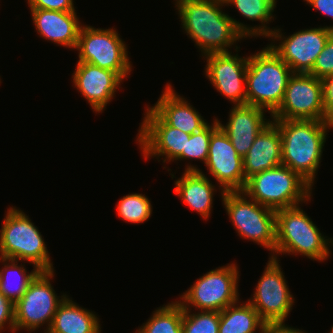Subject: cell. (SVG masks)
<instances>
[{"label": "cell", "instance_id": "1", "mask_svg": "<svg viewBox=\"0 0 333 333\" xmlns=\"http://www.w3.org/2000/svg\"><path fill=\"white\" fill-rule=\"evenodd\" d=\"M185 33L201 50L202 57L212 53L231 52L228 48L242 38L253 37V27L227 13L224 0H175Z\"/></svg>", "mask_w": 333, "mask_h": 333}, {"label": "cell", "instance_id": "2", "mask_svg": "<svg viewBox=\"0 0 333 333\" xmlns=\"http://www.w3.org/2000/svg\"><path fill=\"white\" fill-rule=\"evenodd\" d=\"M282 142V165L298 173L312 187L332 125L318 120L272 119Z\"/></svg>", "mask_w": 333, "mask_h": 333}, {"label": "cell", "instance_id": "3", "mask_svg": "<svg viewBox=\"0 0 333 333\" xmlns=\"http://www.w3.org/2000/svg\"><path fill=\"white\" fill-rule=\"evenodd\" d=\"M292 75L290 67L269 45L248 56L246 104L262 108L271 116L281 105Z\"/></svg>", "mask_w": 333, "mask_h": 333}, {"label": "cell", "instance_id": "4", "mask_svg": "<svg viewBox=\"0 0 333 333\" xmlns=\"http://www.w3.org/2000/svg\"><path fill=\"white\" fill-rule=\"evenodd\" d=\"M330 245L333 246V239L324 237L299 205L276 210V248L273 258L277 259V254H300L323 262L331 254Z\"/></svg>", "mask_w": 333, "mask_h": 333}, {"label": "cell", "instance_id": "5", "mask_svg": "<svg viewBox=\"0 0 333 333\" xmlns=\"http://www.w3.org/2000/svg\"><path fill=\"white\" fill-rule=\"evenodd\" d=\"M242 191L248 198L276 211L308 202L312 186L298 173L280 165L248 178Z\"/></svg>", "mask_w": 333, "mask_h": 333}, {"label": "cell", "instance_id": "6", "mask_svg": "<svg viewBox=\"0 0 333 333\" xmlns=\"http://www.w3.org/2000/svg\"><path fill=\"white\" fill-rule=\"evenodd\" d=\"M0 230L1 258L28 261L40 271L54 270L44 238L22 210L9 207Z\"/></svg>", "mask_w": 333, "mask_h": 333}, {"label": "cell", "instance_id": "7", "mask_svg": "<svg viewBox=\"0 0 333 333\" xmlns=\"http://www.w3.org/2000/svg\"><path fill=\"white\" fill-rule=\"evenodd\" d=\"M243 191H225L222 203L241 238L271 251L275 257L276 211L248 198Z\"/></svg>", "mask_w": 333, "mask_h": 333}, {"label": "cell", "instance_id": "8", "mask_svg": "<svg viewBox=\"0 0 333 333\" xmlns=\"http://www.w3.org/2000/svg\"><path fill=\"white\" fill-rule=\"evenodd\" d=\"M239 276L235 263L210 270L198 278L178 302L183 309L195 307L198 311L221 312L239 301Z\"/></svg>", "mask_w": 333, "mask_h": 333}, {"label": "cell", "instance_id": "9", "mask_svg": "<svg viewBox=\"0 0 333 333\" xmlns=\"http://www.w3.org/2000/svg\"><path fill=\"white\" fill-rule=\"evenodd\" d=\"M119 35L115 28L102 29L83 25L76 46L79 51L78 62L114 71L124 80L132 71V62L129 60L125 41Z\"/></svg>", "mask_w": 333, "mask_h": 333}, {"label": "cell", "instance_id": "10", "mask_svg": "<svg viewBox=\"0 0 333 333\" xmlns=\"http://www.w3.org/2000/svg\"><path fill=\"white\" fill-rule=\"evenodd\" d=\"M53 276L54 270L40 271L14 304L15 332L22 329L33 332L44 324L48 325L44 333L48 331L58 306L67 296H57L50 282Z\"/></svg>", "mask_w": 333, "mask_h": 333}, {"label": "cell", "instance_id": "11", "mask_svg": "<svg viewBox=\"0 0 333 333\" xmlns=\"http://www.w3.org/2000/svg\"><path fill=\"white\" fill-rule=\"evenodd\" d=\"M279 261L273 257L269 258L253 297L248 299L267 325L285 324L295 303Z\"/></svg>", "mask_w": 333, "mask_h": 333}, {"label": "cell", "instance_id": "12", "mask_svg": "<svg viewBox=\"0 0 333 333\" xmlns=\"http://www.w3.org/2000/svg\"><path fill=\"white\" fill-rule=\"evenodd\" d=\"M271 118L325 121L322 80L306 73H293L282 103Z\"/></svg>", "mask_w": 333, "mask_h": 333}, {"label": "cell", "instance_id": "13", "mask_svg": "<svg viewBox=\"0 0 333 333\" xmlns=\"http://www.w3.org/2000/svg\"><path fill=\"white\" fill-rule=\"evenodd\" d=\"M333 30L329 26L300 30L284 36L281 30L274 28L269 46L290 67L293 73L308 74L315 64ZM274 39V40H273ZM275 40L281 41L275 45ZM274 44V45H273Z\"/></svg>", "mask_w": 333, "mask_h": 333}, {"label": "cell", "instance_id": "14", "mask_svg": "<svg viewBox=\"0 0 333 333\" xmlns=\"http://www.w3.org/2000/svg\"><path fill=\"white\" fill-rule=\"evenodd\" d=\"M137 142L142 156L147 160L150 157H164L163 163L175 161L182 152H186V134L180 129L169 126L151 107L146 108L143 122L138 130Z\"/></svg>", "mask_w": 333, "mask_h": 333}, {"label": "cell", "instance_id": "15", "mask_svg": "<svg viewBox=\"0 0 333 333\" xmlns=\"http://www.w3.org/2000/svg\"><path fill=\"white\" fill-rule=\"evenodd\" d=\"M204 59L205 77L213 87L233 104L245 105L248 57L225 52L208 54Z\"/></svg>", "mask_w": 333, "mask_h": 333}, {"label": "cell", "instance_id": "16", "mask_svg": "<svg viewBox=\"0 0 333 333\" xmlns=\"http://www.w3.org/2000/svg\"><path fill=\"white\" fill-rule=\"evenodd\" d=\"M208 172L225 191H242L246 184L243 171V158L233 147L227 134L219 126L211 135L207 162Z\"/></svg>", "mask_w": 333, "mask_h": 333}, {"label": "cell", "instance_id": "17", "mask_svg": "<svg viewBox=\"0 0 333 333\" xmlns=\"http://www.w3.org/2000/svg\"><path fill=\"white\" fill-rule=\"evenodd\" d=\"M72 76L73 86L88 100L95 113L104 111L123 81L116 72L86 62H77Z\"/></svg>", "mask_w": 333, "mask_h": 333}, {"label": "cell", "instance_id": "18", "mask_svg": "<svg viewBox=\"0 0 333 333\" xmlns=\"http://www.w3.org/2000/svg\"><path fill=\"white\" fill-rule=\"evenodd\" d=\"M266 110L253 105H234L226 125L219 126L229 137L237 154L242 158L248 153L256 136L271 122L265 119Z\"/></svg>", "mask_w": 333, "mask_h": 333}, {"label": "cell", "instance_id": "19", "mask_svg": "<svg viewBox=\"0 0 333 333\" xmlns=\"http://www.w3.org/2000/svg\"><path fill=\"white\" fill-rule=\"evenodd\" d=\"M33 23L40 37L67 48L76 49L83 24L77 13L30 9Z\"/></svg>", "mask_w": 333, "mask_h": 333}, {"label": "cell", "instance_id": "20", "mask_svg": "<svg viewBox=\"0 0 333 333\" xmlns=\"http://www.w3.org/2000/svg\"><path fill=\"white\" fill-rule=\"evenodd\" d=\"M173 89L171 83H167L160 98L151 108L173 128L180 129L186 134L200 131L208 122Z\"/></svg>", "mask_w": 333, "mask_h": 333}, {"label": "cell", "instance_id": "21", "mask_svg": "<svg viewBox=\"0 0 333 333\" xmlns=\"http://www.w3.org/2000/svg\"><path fill=\"white\" fill-rule=\"evenodd\" d=\"M282 165V142L278 126L271 122L256 136L243 157L245 179Z\"/></svg>", "mask_w": 333, "mask_h": 333}, {"label": "cell", "instance_id": "22", "mask_svg": "<svg viewBox=\"0 0 333 333\" xmlns=\"http://www.w3.org/2000/svg\"><path fill=\"white\" fill-rule=\"evenodd\" d=\"M174 193L187 206L196 211L205 220L211 214L213 195L216 192L210 179L194 165H188L182 177L175 181Z\"/></svg>", "mask_w": 333, "mask_h": 333}, {"label": "cell", "instance_id": "23", "mask_svg": "<svg viewBox=\"0 0 333 333\" xmlns=\"http://www.w3.org/2000/svg\"><path fill=\"white\" fill-rule=\"evenodd\" d=\"M99 318L66 296L46 333H101Z\"/></svg>", "mask_w": 333, "mask_h": 333}, {"label": "cell", "instance_id": "24", "mask_svg": "<svg viewBox=\"0 0 333 333\" xmlns=\"http://www.w3.org/2000/svg\"><path fill=\"white\" fill-rule=\"evenodd\" d=\"M229 305L220 312L219 333H262L267 324L261 319L259 313L246 301Z\"/></svg>", "mask_w": 333, "mask_h": 333}, {"label": "cell", "instance_id": "25", "mask_svg": "<svg viewBox=\"0 0 333 333\" xmlns=\"http://www.w3.org/2000/svg\"><path fill=\"white\" fill-rule=\"evenodd\" d=\"M0 262L3 263V268L0 269V292L15 304L40 270L34 266V269L27 273L23 266L25 264L18 265L17 260L0 257Z\"/></svg>", "mask_w": 333, "mask_h": 333}, {"label": "cell", "instance_id": "26", "mask_svg": "<svg viewBox=\"0 0 333 333\" xmlns=\"http://www.w3.org/2000/svg\"><path fill=\"white\" fill-rule=\"evenodd\" d=\"M226 5H233L238 12L248 20L260 21L259 27H253L254 37H269L273 28L270 29L266 24L274 20L273 12L276 7L277 0H224Z\"/></svg>", "mask_w": 333, "mask_h": 333}, {"label": "cell", "instance_id": "27", "mask_svg": "<svg viewBox=\"0 0 333 333\" xmlns=\"http://www.w3.org/2000/svg\"><path fill=\"white\" fill-rule=\"evenodd\" d=\"M153 312L136 333H183V307L178 301L167 303Z\"/></svg>", "mask_w": 333, "mask_h": 333}, {"label": "cell", "instance_id": "28", "mask_svg": "<svg viewBox=\"0 0 333 333\" xmlns=\"http://www.w3.org/2000/svg\"><path fill=\"white\" fill-rule=\"evenodd\" d=\"M151 201L143 194L132 193L123 196L116 204L119 218L126 222L139 224L147 221L152 214Z\"/></svg>", "mask_w": 333, "mask_h": 333}, {"label": "cell", "instance_id": "29", "mask_svg": "<svg viewBox=\"0 0 333 333\" xmlns=\"http://www.w3.org/2000/svg\"><path fill=\"white\" fill-rule=\"evenodd\" d=\"M218 127L219 121L215 117V120H213L211 125L207 124L200 131L191 134L190 138L187 139L186 152H182L175 161H181L182 159H197L203 161L205 165L207 162L211 135Z\"/></svg>", "mask_w": 333, "mask_h": 333}, {"label": "cell", "instance_id": "30", "mask_svg": "<svg viewBox=\"0 0 333 333\" xmlns=\"http://www.w3.org/2000/svg\"><path fill=\"white\" fill-rule=\"evenodd\" d=\"M192 309H183V333H219L220 312L199 311L191 314Z\"/></svg>", "mask_w": 333, "mask_h": 333}, {"label": "cell", "instance_id": "31", "mask_svg": "<svg viewBox=\"0 0 333 333\" xmlns=\"http://www.w3.org/2000/svg\"><path fill=\"white\" fill-rule=\"evenodd\" d=\"M308 74L321 80L327 76L333 75V33L318 55L313 69Z\"/></svg>", "mask_w": 333, "mask_h": 333}, {"label": "cell", "instance_id": "32", "mask_svg": "<svg viewBox=\"0 0 333 333\" xmlns=\"http://www.w3.org/2000/svg\"><path fill=\"white\" fill-rule=\"evenodd\" d=\"M73 0H27L30 9H46L52 11H76Z\"/></svg>", "mask_w": 333, "mask_h": 333}, {"label": "cell", "instance_id": "33", "mask_svg": "<svg viewBox=\"0 0 333 333\" xmlns=\"http://www.w3.org/2000/svg\"><path fill=\"white\" fill-rule=\"evenodd\" d=\"M6 323V328L15 332L14 304L0 292V333L4 330Z\"/></svg>", "mask_w": 333, "mask_h": 333}, {"label": "cell", "instance_id": "34", "mask_svg": "<svg viewBox=\"0 0 333 333\" xmlns=\"http://www.w3.org/2000/svg\"><path fill=\"white\" fill-rule=\"evenodd\" d=\"M325 121L333 126V75L322 79Z\"/></svg>", "mask_w": 333, "mask_h": 333}, {"label": "cell", "instance_id": "35", "mask_svg": "<svg viewBox=\"0 0 333 333\" xmlns=\"http://www.w3.org/2000/svg\"><path fill=\"white\" fill-rule=\"evenodd\" d=\"M313 7V9L320 11L321 14L331 17L333 19V0H304ZM333 30V26H329Z\"/></svg>", "mask_w": 333, "mask_h": 333}, {"label": "cell", "instance_id": "36", "mask_svg": "<svg viewBox=\"0 0 333 333\" xmlns=\"http://www.w3.org/2000/svg\"><path fill=\"white\" fill-rule=\"evenodd\" d=\"M266 330L269 333H306L300 329L287 326V324H271L267 325Z\"/></svg>", "mask_w": 333, "mask_h": 333}, {"label": "cell", "instance_id": "37", "mask_svg": "<svg viewBox=\"0 0 333 333\" xmlns=\"http://www.w3.org/2000/svg\"><path fill=\"white\" fill-rule=\"evenodd\" d=\"M329 333H333V325H332V327H331V329H330V332Z\"/></svg>", "mask_w": 333, "mask_h": 333}, {"label": "cell", "instance_id": "38", "mask_svg": "<svg viewBox=\"0 0 333 333\" xmlns=\"http://www.w3.org/2000/svg\"><path fill=\"white\" fill-rule=\"evenodd\" d=\"M262 333H269L266 329Z\"/></svg>", "mask_w": 333, "mask_h": 333}]
</instances>
